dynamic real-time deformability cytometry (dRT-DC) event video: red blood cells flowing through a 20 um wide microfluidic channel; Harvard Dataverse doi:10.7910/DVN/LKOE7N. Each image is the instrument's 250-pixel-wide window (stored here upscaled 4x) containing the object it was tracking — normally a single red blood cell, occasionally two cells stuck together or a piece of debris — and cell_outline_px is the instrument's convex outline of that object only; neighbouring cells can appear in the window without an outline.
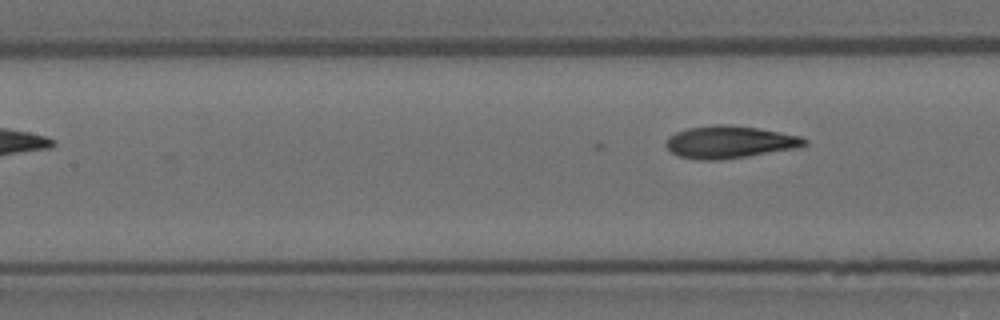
{"species": "Egyptian fruit bat (a non-hibernating species)", "species_latin": "Rousettus aegyptiacus", "temperature_condition": "room temperature", "stored_images_in_passage": 13, "camera_frame_rate_fps": 3000, "um_per_image_px": 0.085, "animal": {"sex": "female"}, "frame": {"image": 1, "passage_image": 11, "time_ms": 3.333, "image_size_px": [1000, 320], "cell_outline_px": [[808, 144], [792, 148], [720, 160], [696, 160], [680, 156], [672, 152], [664, 144], [668, 136], [676, 132], [688, 128], [712, 124], [732, 124], [780, 132], [800, 136], [808, 140]], "centroid_in_image_um": [61.95, 12.06], "position_along_channel_um": 145.4, "area_um2": 25.89}}